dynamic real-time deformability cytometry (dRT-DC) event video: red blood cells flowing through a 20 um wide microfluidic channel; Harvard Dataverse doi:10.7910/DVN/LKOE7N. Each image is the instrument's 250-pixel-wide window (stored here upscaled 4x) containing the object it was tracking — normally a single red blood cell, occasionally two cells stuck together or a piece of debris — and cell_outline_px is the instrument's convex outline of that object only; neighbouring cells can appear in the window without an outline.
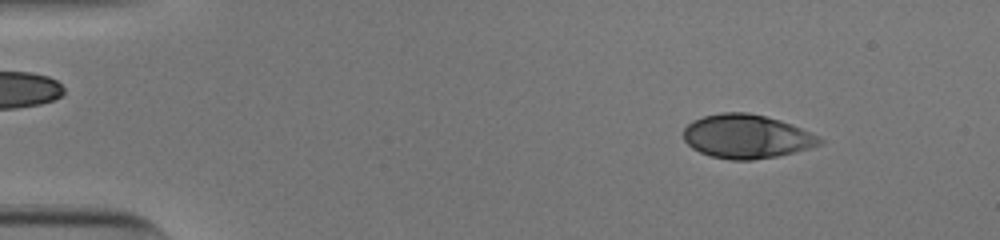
{"species": "human", "species_latin": "Homo sapiens", "temperature_condition": "cold", "stored_images_in_passage": 52, "camera_frame_rate_fps": 3000, "um_per_image_px": 0.085, "donor": {"sex": "male"}, "frame": {"image": 1, "passage_image": 6, "time_ms": 1.667, "image_size_px": [1000, 240], "cell_outline_px": [[824, 144], [776, 156], [752, 160], [732, 160], [712, 156], [700, 152], [692, 148], [684, 140], [684, 128], [692, 120], [704, 116], [720, 112], [748, 112], [780, 120], [792, 124], [820, 136], [824, 140]], "centroid_in_image_um": [63.47, 11.59], "position_along_channel_um": 21.5, "area_um2": 34.8}}
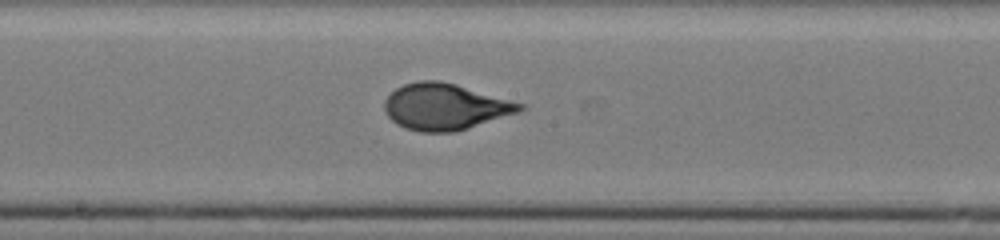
{"frame": {"image": 2, "passage_image": 28, "time_ms": 9.0, "image_size_px": [1000, 240], "cell_outline_px": [[528, 108], [520, 112], [456, 132], [420, 132], [404, 128], [396, 124], [384, 112], [384, 100], [396, 88], [404, 84], [420, 80], [440, 80], [456, 84], [524, 104]], "centroid_in_image_um": [37.83, 9.08], "position_along_channel_um": 210.4, "area_um2": 36.76}}
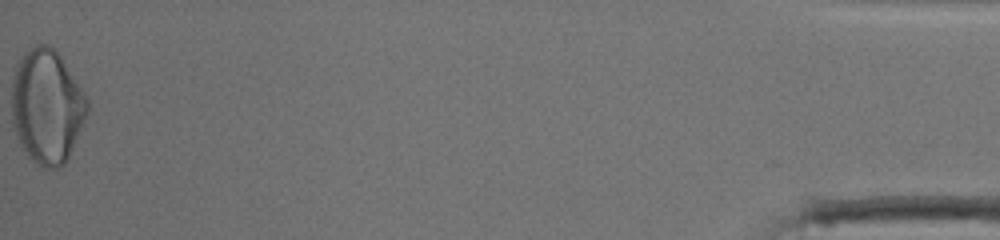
{"frame": {"image": 3, "passage_image": 52, "time_ms": 17.0, "image_size_px": [1000, 240], "cell_outline_px": [[88, 112], [68, 160], [64, 164], [56, 168], [44, 168], [36, 164], [28, 156], [20, 144], [16, 136], [12, 124], [12, 76], [16, 64], [20, 56], [28, 48], [36, 44], [48, 44], [56, 48], [84, 92], [88, 100]], "centroid_in_image_um": [3.97, 9.02], "position_along_channel_um": 431.2, "area_um2": 50.98}, "authors_computed_cell_mechanics": {"area_um2": 36.0961, "velocity_mm_per_s": 3.9081, "shape_relaxation_time_tau1_ms": 3.871, "shape_relaxation_time_tau2_ms": null, "deformation_change_tau1": 0.1793, "deformation_change_tau2": null}}